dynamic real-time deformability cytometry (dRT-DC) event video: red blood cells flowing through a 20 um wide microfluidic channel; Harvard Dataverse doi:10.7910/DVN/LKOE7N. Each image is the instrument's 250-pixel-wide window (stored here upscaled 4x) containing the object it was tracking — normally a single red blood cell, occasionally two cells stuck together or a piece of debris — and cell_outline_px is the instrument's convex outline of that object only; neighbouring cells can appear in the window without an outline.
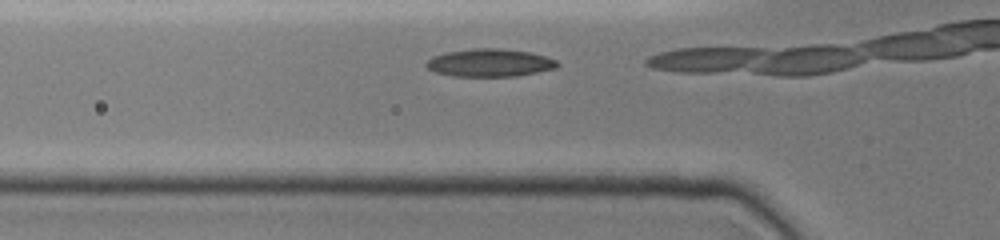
{"species": "common noctule bat (a hibernating species)", "species_latin": "Nyctalus noctula", "temperature_condition": "cold", "stored_images_in_passage": 5, "camera_frame_rate_fps": 3000, "um_per_image_px": 0.085, "animal": {"sex": "female", "body_mass_g": 19.0, "forearm_length_mm": 51.5}, "frame": {"image": 1, "passage_image": 2, "time_ms": 0.333, "image_size_px": [1000, 240], "cell_outline_px": [[560, 64], [556, 68], [516, 76], [452, 76], [436, 72], [428, 68], [424, 64], [432, 56], [444, 52], [472, 48], [504, 48], [532, 52], [556, 60]], "centroid_in_image_um": [41.62, 5.32], "position_along_channel_um": 84.2, "area_um2": 21.39}}